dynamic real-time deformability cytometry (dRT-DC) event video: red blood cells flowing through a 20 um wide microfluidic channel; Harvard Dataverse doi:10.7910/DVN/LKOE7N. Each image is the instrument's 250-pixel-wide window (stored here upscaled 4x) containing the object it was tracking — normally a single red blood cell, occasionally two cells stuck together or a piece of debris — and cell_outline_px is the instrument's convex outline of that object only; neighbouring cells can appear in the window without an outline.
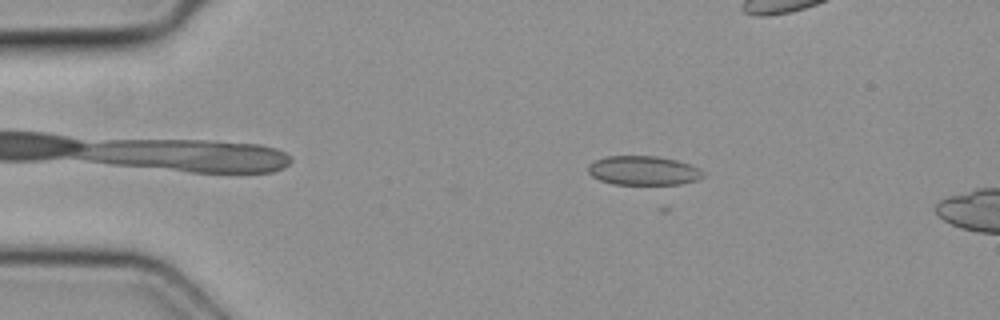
{"species": "common noctule bat (a hibernating species)", "species_latin": "Nyctalus noctula", "temperature_condition": "cold", "stored_images_in_passage": 7, "camera_frame_rate_fps": 3000, "um_per_image_px": 0.085, "animal": {"sex": "female", "body_mass_g": 19.3, "forearm_length_mm": 54.1}, "frame": {"image": 1, "passage_image": 3, "time_ms": 0.667, "image_size_px": [1000, 320], "cell_outline_px": [[704, 176], [700, 180], [680, 184], [612, 184], [600, 180], [592, 176], [588, 172], [588, 164], [592, 160], [604, 156], [656, 156], [676, 160], [688, 164], [696, 168]], "centroid_in_image_um": [54.62, 14.49], "position_along_channel_um": 30.4, "area_um2": 19.54}}